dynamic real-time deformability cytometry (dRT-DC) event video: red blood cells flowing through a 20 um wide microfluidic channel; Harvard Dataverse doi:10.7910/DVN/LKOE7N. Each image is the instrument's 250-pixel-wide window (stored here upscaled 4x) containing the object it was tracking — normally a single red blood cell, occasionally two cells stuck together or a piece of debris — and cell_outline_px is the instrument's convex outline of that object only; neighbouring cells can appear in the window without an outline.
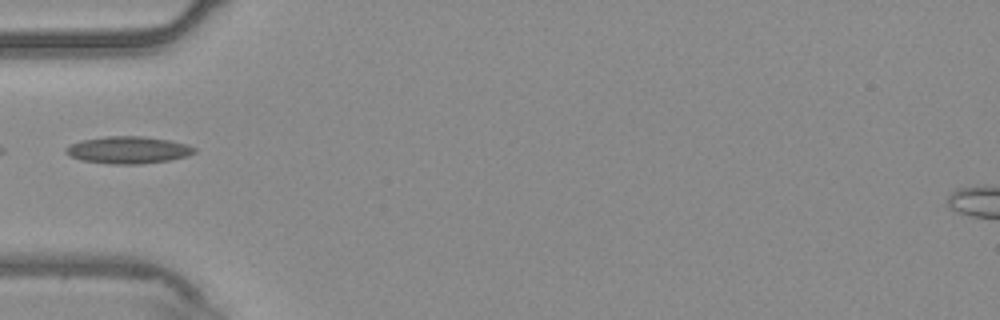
{"species": "common noctule bat (a hibernating species)", "species_latin": "Nyctalus noctula", "temperature_condition": "warm", "stored_images_in_passage": 31, "camera_frame_rate_fps": 3000, "um_per_image_px": 0.085, "animal": {"sex": "male", "body_mass_g": 20.4}, "frame": {"image": 1, "passage_image": 1, "time_ms": 0.0, "image_size_px": [1000, 320], "cell_outline_px": [[196, 152], [188, 156], [172, 160], [140, 164], [112, 164], [80, 160], [64, 152], [64, 148], [72, 144], [84, 140], [108, 136], [144, 136], [168, 140], [188, 144], [196, 148]], "centroid_in_image_um": [10.95, 12.75], "position_along_channel_um": 74.1, "area_um2": 20.35}}
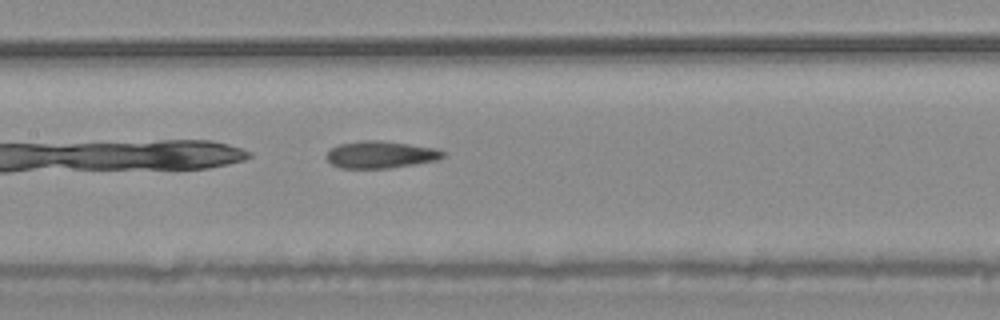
{"frame": {"image": 2, "passage_image": 9, "time_ms": 2.667, "image_size_px": [1000, 320], "cell_outline_px": [[444, 156], [436, 160], [416, 164], [388, 168], [340, 168], [332, 164], [328, 160], [328, 152], [332, 148], [340, 144], [364, 140], [376, 140], [408, 144], [432, 148], [444, 152]], "centroid_in_image_um": [32.34, 13.15], "position_along_channel_um": 175.1, "area_um2": 17.98}}
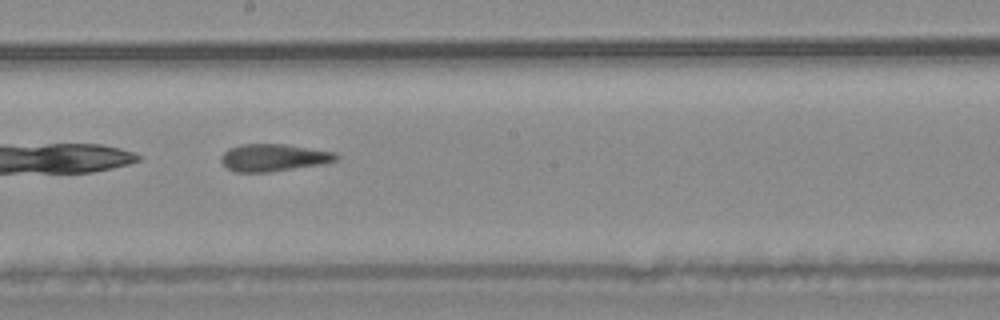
{"frame": {"image": 3, "passage_image": 13, "time_ms": 4.0, "image_size_px": [1000, 320], "cell_outline_px": [[340, 156], [336, 160], [324, 164], [268, 172], [236, 172], [228, 168], [220, 160], [224, 152], [228, 148], [244, 144], [284, 144], [336, 152]], "centroid_in_image_um": [23.28, 13.39], "position_along_channel_um": 224.9, "area_um2": 18.26}}